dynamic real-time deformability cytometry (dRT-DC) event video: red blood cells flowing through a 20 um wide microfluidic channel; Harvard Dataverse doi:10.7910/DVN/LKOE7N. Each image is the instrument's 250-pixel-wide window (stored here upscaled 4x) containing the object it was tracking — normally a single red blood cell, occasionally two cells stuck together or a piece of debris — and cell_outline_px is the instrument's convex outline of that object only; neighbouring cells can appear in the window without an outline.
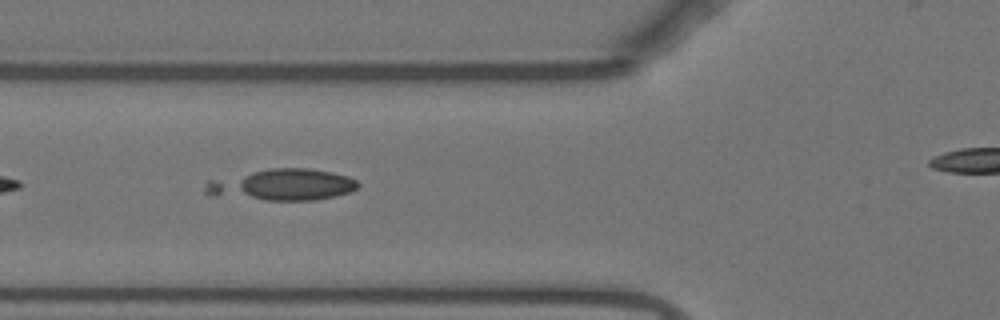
{"species": "Egyptian fruit bat (a non-hibernating species)", "species_latin": "Rousettus aegyptiacus", "temperature_condition": "warm", "stored_images_in_passage": 12, "camera_frame_rate_fps": 3000, "um_per_image_px": 0.085, "animal": {"sex": "female"}, "frame": {"image": 1, "passage_image": 7, "time_ms": 2.0, "image_size_px": [1000, 320], "cell_outline_px": [[360, 184], [356, 188], [348, 192], [332, 196], [312, 200], [268, 200], [208, 196], [204, 192], [204, 188], [208, 180], [268, 168], [312, 168], [332, 172], [348, 176], [356, 180]], "centroid_in_image_um": [23.93, 15.7], "position_along_channel_um": 101.9, "area_um2": 28.03}}
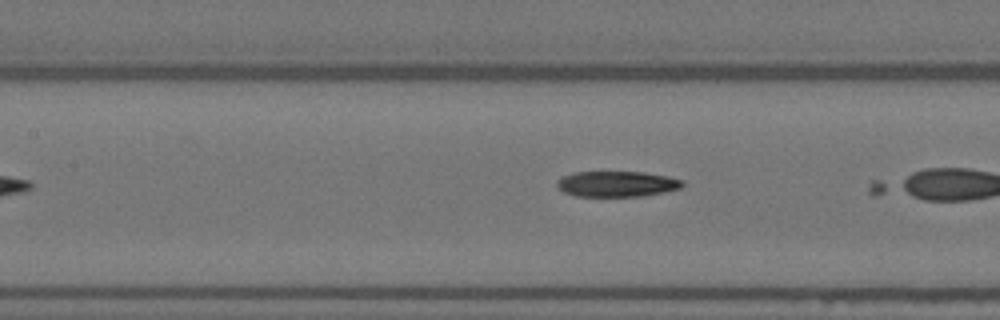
{"frame": {"image": 2, "passage_image": 9, "time_ms": 2.667, "image_size_px": [1000, 320], "cell_outline_px": [[684, 184], [680, 188], [664, 192], [644, 196], [576, 196], [564, 192], [556, 184], [564, 176], [572, 172], [644, 172], [668, 176], [684, 180]], "centroid_in_image_um": [52.48, 15.63], "position_along_channel_um": 154.9, "area_um2": 18.67}}